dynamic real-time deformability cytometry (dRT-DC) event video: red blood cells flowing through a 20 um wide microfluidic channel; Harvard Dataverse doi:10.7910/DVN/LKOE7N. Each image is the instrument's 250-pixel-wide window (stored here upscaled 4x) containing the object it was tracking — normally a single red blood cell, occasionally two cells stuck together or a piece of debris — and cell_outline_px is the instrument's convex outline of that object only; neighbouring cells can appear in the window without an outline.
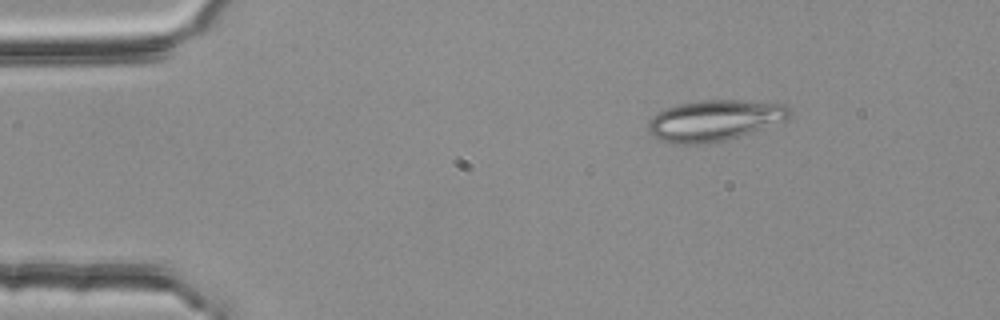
{"species": "common noctule bat (a hibernating species)", "species_latin": "Nyctalus noctula", "temperature_condition": "room temperature", "stored_images_in_passage": 3, "camera_frame_rate_fps": 3000, "um_per_image_px": 0.085, "animal": {"sex": "female", "body_mass_g": 25.1}, "frame": {"image": 1, "passage_image": 1, "time_ms": 0.0, "image_size_px": [1000, 320], "cell_outline_px": [[792, 116], [784, 120], [740, 136], [728, 140], [708, 144], [672, 144], [660, 140], [652, 136], [648, 132], [648, 120], [656, 112], [664, 108], [676, 104], [700, 100], [740, 100], [788, 104], [792, 108]], "centroid_in_image_um": [60.7, 10.23], "position_along_channel_um": 24.3, "area_um2": 34.33}}